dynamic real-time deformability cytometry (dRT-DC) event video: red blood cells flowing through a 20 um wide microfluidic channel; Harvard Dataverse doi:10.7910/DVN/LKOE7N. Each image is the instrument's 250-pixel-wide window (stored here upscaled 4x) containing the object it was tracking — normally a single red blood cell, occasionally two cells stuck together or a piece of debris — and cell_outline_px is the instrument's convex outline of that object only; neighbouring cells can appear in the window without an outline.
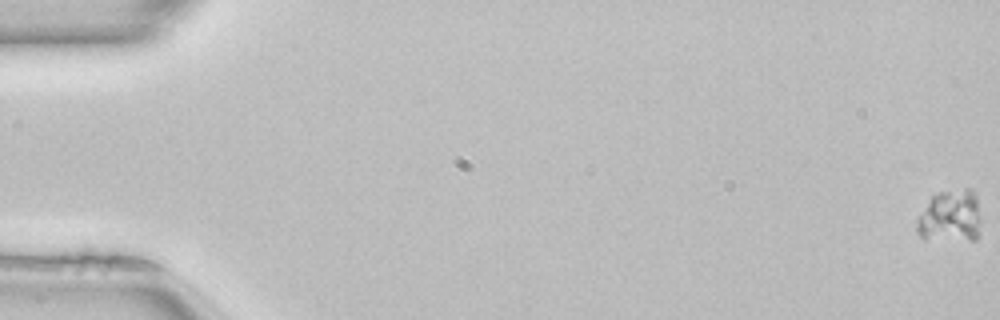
{"species": "common noctule bat (a hibernating species)", "species_latin": "Nyctalus noctula", "temperature_condition": "room temperature", "stored_images_in_passage": 53, "camera_frame_rate_fps": 3000, "um_per_image_px": 0.085, "animal": {"sex": "female", "body_mass_g": 22.7, "forearm_length_mm": 54.2}, "frame": {"image": 1, "passage_image": 1, "time_ms": 0.0, "image_size_px": [1000, 320], "cell_outline_px": [[980, 236], [976, 240], [924, 240], [916, 232], [916, 220], [932, 196], [940, 192], [964, 188], [972, 188], [976, 196]], "centroid_in_image_um": [80.75, 18.42], "position_along_channel_um": 4.2, "area_um2": 19.83}}
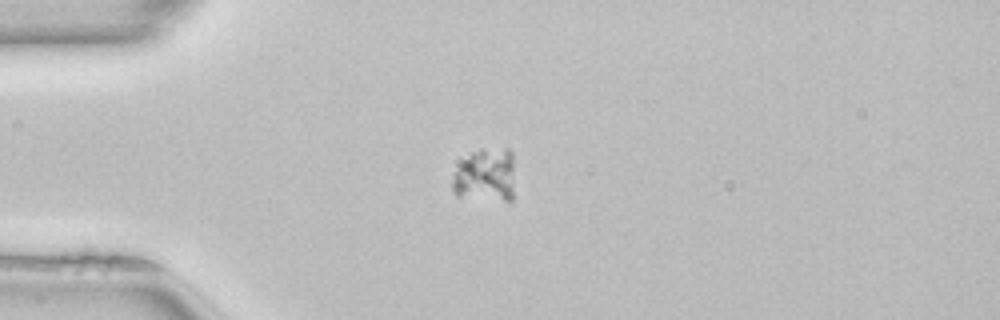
{"frame": {"image": 2, "passage_image": 15, "time_ms": 4.667, "image_size_px": [1000, 320], "cell_outline_px": [[512, 200], [504, 200], [456, 196], [452, 192], [452, 172], [472, 152], [480, 148], [508, 148], [512, 152]], "centroid_in_image_um": [41.22, 14.87], "position_along_channel_um": 43.8, "area_um2": 19.48}}
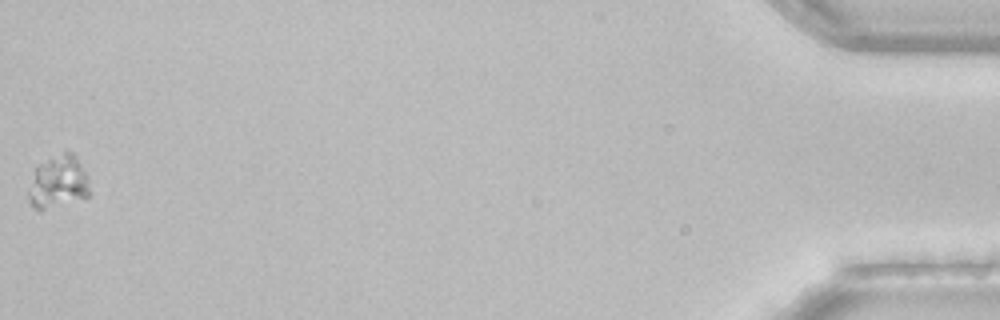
{"frame": {"image": 3, "passage_image": 53, "time_ms": 17.333, "image_size_px": [1000, 320], "cell_outline_px": [[88, 196], [40, 212], [32, 208], [28, 196], [28, 192], [36, 168], [40, 164], [64, 152], [72, 152], [76, 156], [84, 172], [88, 188]], "centroid_in_image_um": [4.9, 15.53], "position_along_channel_um": 430.3, "area_um2": 18.21}}